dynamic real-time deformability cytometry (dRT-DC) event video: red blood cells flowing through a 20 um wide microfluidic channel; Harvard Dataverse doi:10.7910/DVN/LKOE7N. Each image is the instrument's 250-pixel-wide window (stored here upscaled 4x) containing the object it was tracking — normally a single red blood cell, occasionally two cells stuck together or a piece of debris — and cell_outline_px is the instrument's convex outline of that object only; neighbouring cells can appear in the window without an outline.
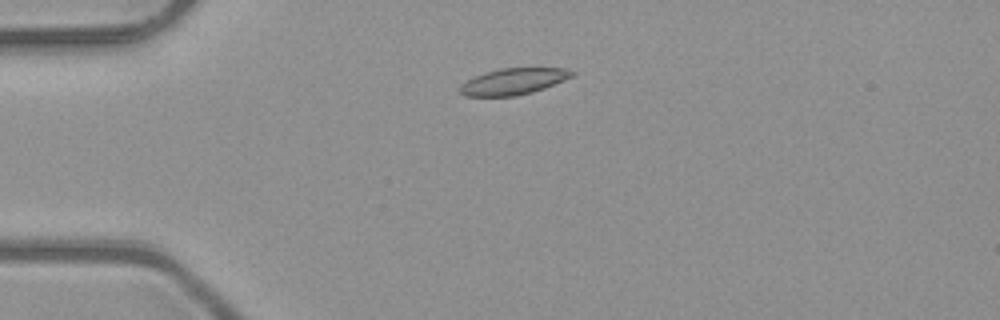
{"species": "common noctule bat (a hibernating species)", "species_latin": "Nyctalus noctula", "temperature_condition": "room temperature", "stored_images_in_passage": 1, "camera_frame_rate_fps": 3000, "um_per_image_px": 0.085, "animal": {"sex": "male", "body_mass_g": 23.1, "forearm_length_mm": 52.7}, "frame": {"image": 1, "passage_image": 1, "time_ms": 0.0, "image_size_px": [1000, 320], "cell_outline_px": [[576, 72], [572, 76], [544, 88], [532, 92], [516, 96], [464, 96], [460, 92], [460, 84], [484, 72], [500, 68], [564, 68]], "centroid_in_image_um": [43.62, 6.92], "position_along_channel_um": 41.4, "area_um2": 17.05}}